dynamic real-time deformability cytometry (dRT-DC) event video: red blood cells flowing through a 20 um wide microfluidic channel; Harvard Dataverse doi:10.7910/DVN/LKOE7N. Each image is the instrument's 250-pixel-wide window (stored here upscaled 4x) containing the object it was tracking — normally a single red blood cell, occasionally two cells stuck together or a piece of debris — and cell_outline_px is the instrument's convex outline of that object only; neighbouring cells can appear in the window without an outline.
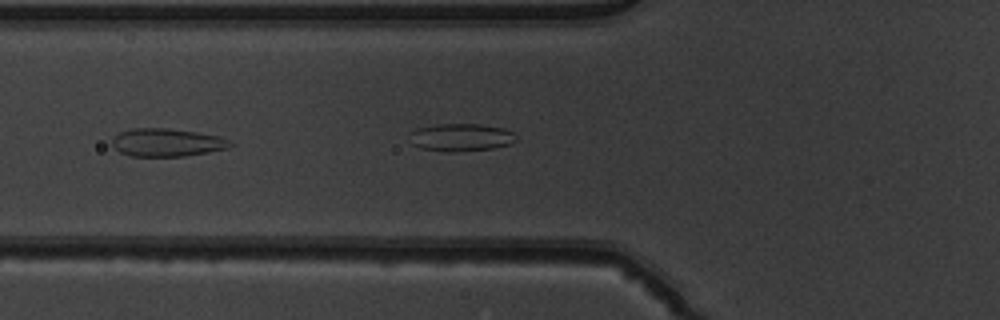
{"species": "common noctule bat (a hibernating species)", "species_latin": "Nyctalus noctula", "temperature_condition": "warm", "stored_images_in_passage": 7, "camera_frame_rate_fps": 3000, "um_per_image_px": 0.085, "animal": {"sex": "male", "body_mass_g": 19.5, "forearm_length_mm": 54.6}, "frame": {"image": 1, "passage_image": 2, "time_ms": 0.333, "image_size_px": [1000, 320], "cell_outline_px": [[232, 144], [228, 148], [208, 152], [184, 156], [132, 156], [120, 152], [112, 144], [112, 140], [120, 132], [132, 128], [168, 128], [196, 132], [220, 136], [232, 140]], "centroid_in_image_um": [14.22, 12.1], "position_along_channel_um": 111.6, "area_um2": 19.19}}